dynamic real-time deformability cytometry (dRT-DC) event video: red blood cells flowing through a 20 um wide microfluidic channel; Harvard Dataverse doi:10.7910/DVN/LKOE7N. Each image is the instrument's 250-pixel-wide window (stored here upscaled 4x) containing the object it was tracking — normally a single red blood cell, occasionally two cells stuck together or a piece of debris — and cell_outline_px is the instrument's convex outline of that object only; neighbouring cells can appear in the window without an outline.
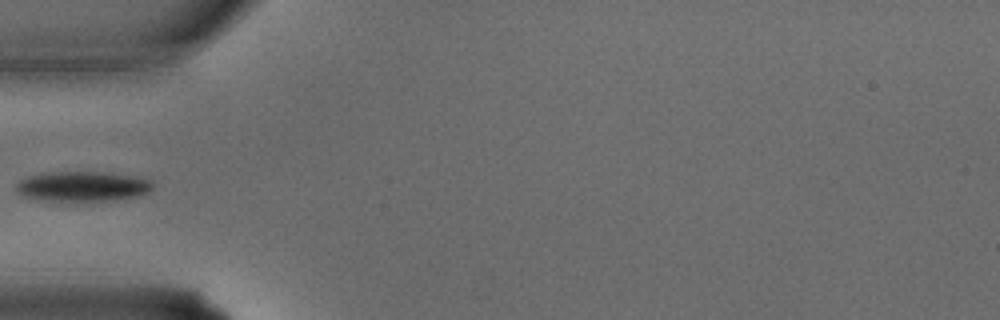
{"species": "common noctule bat (a hibernating species)", "species_latin": "Nyctalus noctula", "temperature_condition": "warm", "stored_images_in_passage": 4, "camera_frame_rate_fps": 3000, "um_per_image_px": 0.085, "animal": {"sex": "male", "body_mass_g": 15.6}, "frame": {"image": 1, "passage_image": 1, "time_ms": 0.0, "image_size_px": [1000, 320], "cell_outline_px": [[156, 184], [148, 192], [140, 196], [124, 200], [88, 208], [64, 208], [44, 204], [28, 200], [16, 196], [12, 188], [20, 180], [28, 176], [44, 172], [112, 172], [144, 176], [152, 180]], "centroid_in_image_um": [6.94, 16.01], "position_along_channel_um": 78.1, "area_um2": 28.61}}